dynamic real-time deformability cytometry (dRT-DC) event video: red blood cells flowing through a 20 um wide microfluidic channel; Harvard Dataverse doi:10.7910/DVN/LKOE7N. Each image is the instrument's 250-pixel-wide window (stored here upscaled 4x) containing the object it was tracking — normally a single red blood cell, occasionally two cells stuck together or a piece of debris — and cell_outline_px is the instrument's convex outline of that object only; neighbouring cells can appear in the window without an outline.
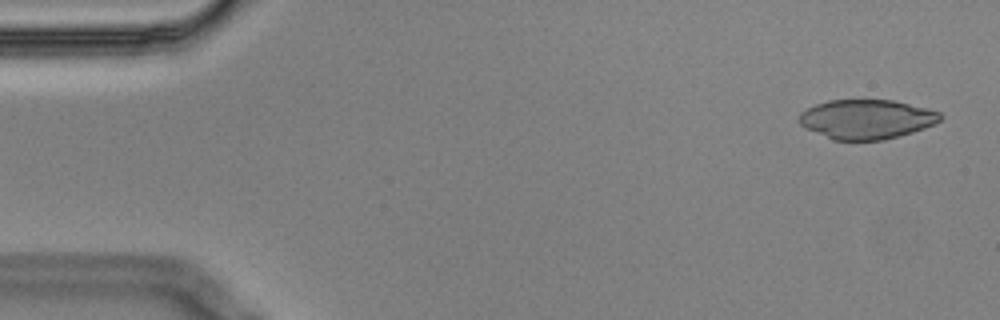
{"species": "Egyptian fruit bat (a non-hibernating species)", "species_latin": "Rousettus aegyptiacus", "temperature_condition": "cold", "stored_images_in_passage": 6, "camera_frame_rate_fps": 3000, "um_per_image_px": 0.085, "animal": {"sex": "male"}, "frame": {"image": 1, "passage_image": 1, "time_ms": 0.0, "image_size_px": [1000, 320], "cell_outline_px": [[944, 116], [940, 120], [924, 128], [900, 136], [884, 140], [832, 140], [800, 124], [800, 112], [816, 104], [828, 100], [892, 100], [928, 108], [940, 112]], "centroid_in_image_um": [73.68, 10.13], "position_along_channel_um": 11.3, "area_um2": 32.25}}